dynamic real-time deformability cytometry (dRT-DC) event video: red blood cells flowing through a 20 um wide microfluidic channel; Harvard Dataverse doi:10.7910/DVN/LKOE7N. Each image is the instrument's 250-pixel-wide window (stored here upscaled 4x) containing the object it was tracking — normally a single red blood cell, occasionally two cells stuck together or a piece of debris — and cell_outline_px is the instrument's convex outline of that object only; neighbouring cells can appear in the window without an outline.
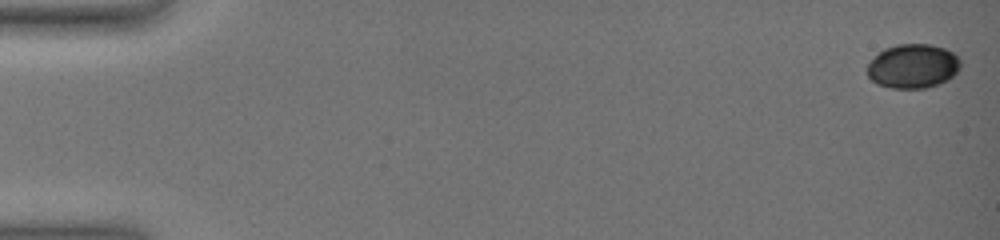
{"species": "common noctule bat (a hibernating species)", "species_latin": "Nyctalus noctula", "temperature_condition": "warm", "stored_images_in_passage": 8, "camera_frame_rate_fps": 3000, "um_per_image_px": 0.085, "animal": {"sex": "female", "body_mass_g": 19.0, "forearm_length_mm": 51.5}, "frame": {"image": 1, "passage_image": 1, "time_ms": 0.0, "image_size_px": [1000, 240], "cell_outline_px": [[960, 68], [948, 80], [940, 84], [924, 88], [892, 88], [876, 84], [868, 76], [868, 64], [884, 48], [896, 44], [932, 44], [944, 48], [952, 52], [960, 60]], "centroid_in_image_um": [77.61, 5.62], "position_along_channel_um": 7.4, "area_um2": 23.99}}
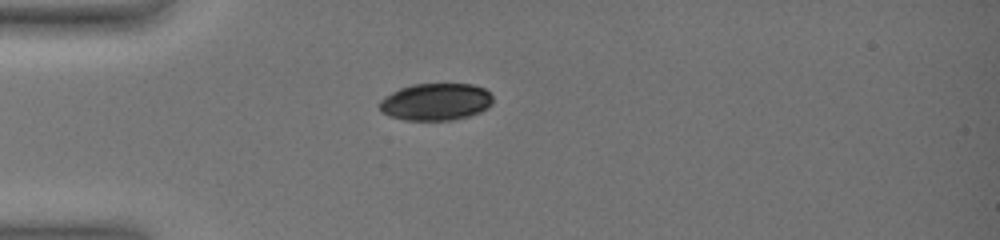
{"frame": {"image": 2, "passage_image": 7, "time_ms": 5.333, "image_size_px": [1000, 240], "cell_outline_px": [[492, 104], [488, 108], [480, 112], [468, 116], [452, 120], [404, 120], [388, 116], [380, 112], [376, 104], [384, 96], [400, 88], [412, 84], [472, 84], [484, 88], [492, 96]], "centroid_in_image_um": [36.99, 8.66], "position_along_channel_um": 48.0, "area_um2": 24.85}}